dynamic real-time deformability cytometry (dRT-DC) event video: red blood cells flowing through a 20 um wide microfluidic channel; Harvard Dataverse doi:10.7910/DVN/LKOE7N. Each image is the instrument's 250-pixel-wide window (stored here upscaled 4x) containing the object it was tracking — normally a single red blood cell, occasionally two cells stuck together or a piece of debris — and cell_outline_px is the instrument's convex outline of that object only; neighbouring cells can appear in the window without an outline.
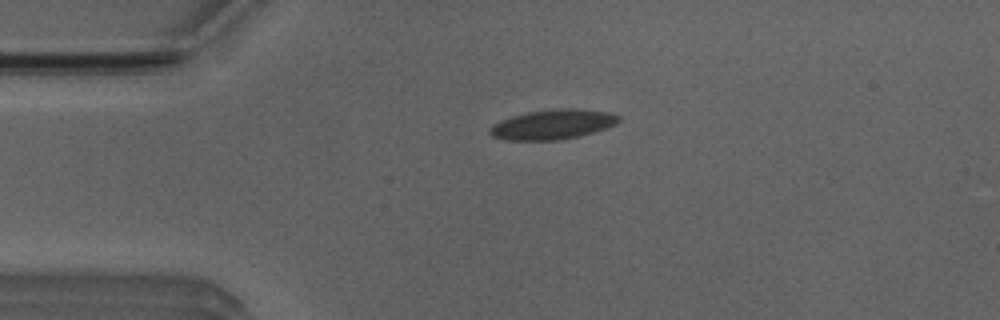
{"species": "Egyptian fruit bat (a non-hibernating species)", "species_latin": "Rousettus aegyptiacus", "temperature_condition": "room temperature", "stored_images_in_passage": 43, "camera_frame_rate_fps": 3000, "um_per_image_px": 0.085, "animal": {"sex": "male"}, "frame": {"image": 1, "passage_image": 1, "time_ms": 0.0, "image_size_px": [1000, 320], "cell_outline_px": [[620, 120], [616, 124], [580, 136], [556, 140], [504, 140], [492, 136], [488, 132], [488, 128], [500, 120], [512, 116], [528, 112], [552, 108], [576, 108], [612, 112], [620, 116]], "centroid_in_image_um": [46.97, 10.56], "position_along_channel_um": 38.0, "area_um2": 22.54}}
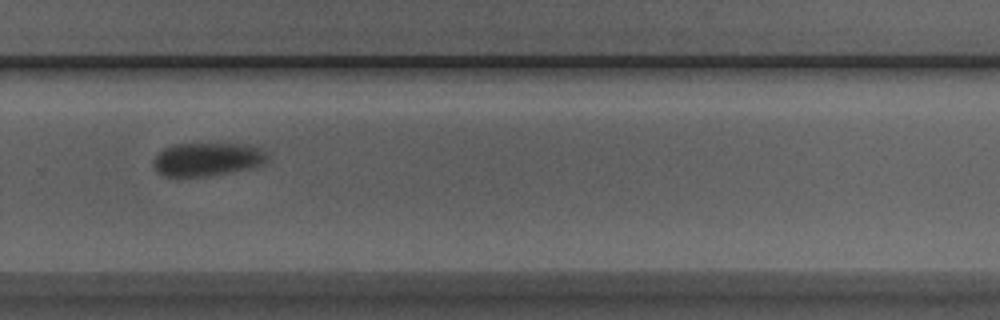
{"frame": {"image": 2, "passage_image": 25, "time_ms": 8.0, "image_size_px": [1000, 320], "cell_outline_px": [[268, 160], [264, 164], [252, 168], [208, 176], [164, 176], [156, 172], [152, 164], [152, 160], [164, 148], [176, 144], [244, 144], [260, 148], [268, 152]], "centroid_in_image_um": [17.64, 13.54], "position_along_channel_um": 312.2, "area_um2": 22.31}}
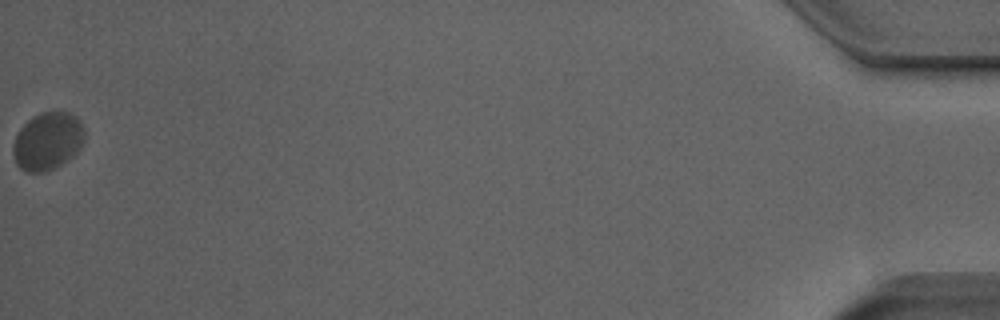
{"frame": {"image": 3, "passage_image": 43, "time_ms": 14.0, "image_size_px": [1000, 320], "cell_outline_px": [[84, 136], [80, 148], [72, 156], [60, 164], [44, 172], [28, 172], [20, 168], [16, 164], [12, 152], [12, 144], [20, 128], [32, 116], [40, 112], [68, 112], [76, 116], [80, 120], [84, 128]], "centroid_in_image_um": [4.02, 11.98], "position_along_channel_um": 431.2, "area_um2": 23.99}, "authors_computed_cell_mechanics": {"area_um2": 23.12, "velocity_mm_per_s": 3.7817, "shape_relaxation_time_tau1_ms": 4.415, "shape_relaxation_time_tau2_ms": null, "deformation_change_tau1": 0.1344, "deformation_change_tau2": null}}